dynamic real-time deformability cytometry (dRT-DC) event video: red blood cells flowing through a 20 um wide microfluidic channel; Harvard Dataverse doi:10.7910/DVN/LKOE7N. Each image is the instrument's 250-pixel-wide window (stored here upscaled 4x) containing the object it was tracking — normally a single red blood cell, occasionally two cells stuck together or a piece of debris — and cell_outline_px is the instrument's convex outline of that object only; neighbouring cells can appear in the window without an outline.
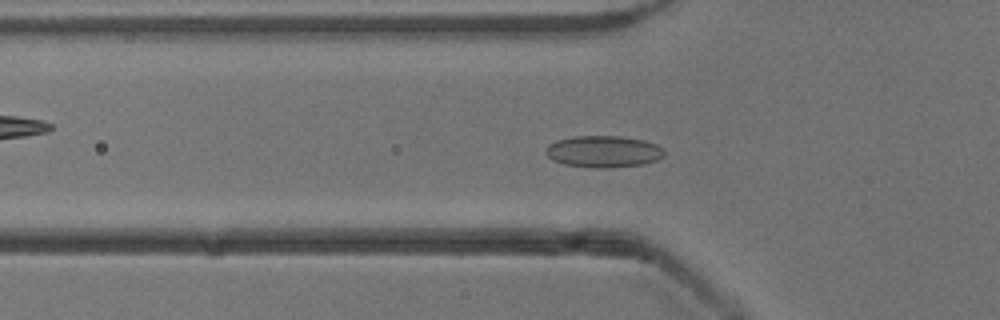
{"species": "common noctule bat (a hibernating species)", "species_latin": "Nyctalus noctula", "temperature_condition": "cold", "stored_images_in_passage": 52, "camera_frame_rate_fps": 3000, "um_per_image_px": 0.085, "animal": {"sex": "male", "body_mass_g": 13.3}, "frame": {"image": 1, "passage_image": 17, "time_ms": 5.333, "image_size_px": [1000, 320], "cell_outline_px": [[664, 156], [656, 160], [644, 164], [596, 168], [564, 164], [552, 160], [544, 152], [548, 144], [556, 140], [572, 136], [620, 136], [644, 140], [656, 144], [664, 148]], "centroid_in_image_um": [51.28, 12.87], "position_along_channel_um": 74.5, "area_um2": 21.91}}
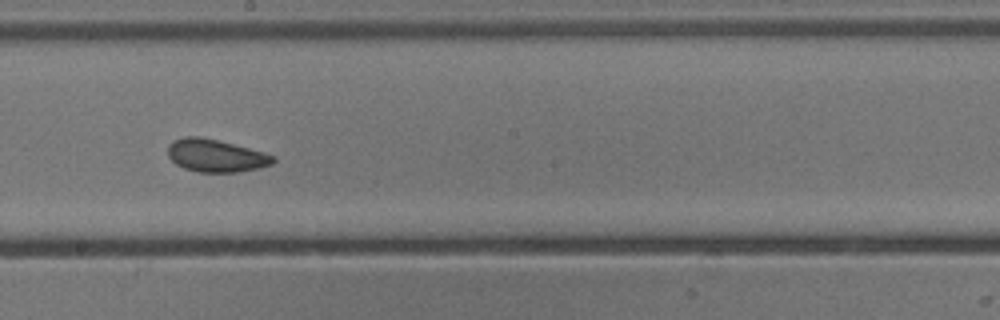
{"frame": {"image": 2, "passage_image": 29, "time_ms": 9.333, "image_size_px": [1000, 320], "cell_outline_px": [[276, 160], [272, 164], [260, 168], [240, 172], [196, 172], [184, 168], [176, 164], [168, 156], [168, 144], [172, 140], [184, 136], [200, 136], [264, 152], [276, 156]], "centroid_in_image_um": [18.34, 13.23], "position_along_channel_um": 229.9, "area_um2": 20.17}}
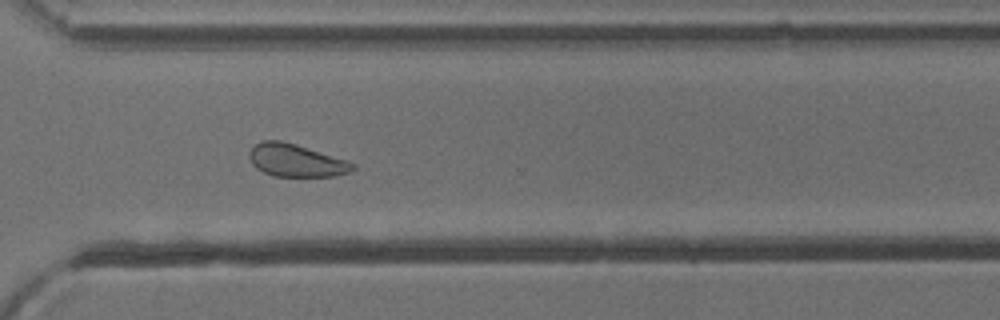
{"frame": {"image": 3, "passage_image": 38, "time_ms": 12.333, "image_size_px": [1000, 320], "cell_outline_px": [[356, 168], [348, 172], [332, 176], [272, 176], [256, 168], [252, 164], [248, 156], [248, 152], [256, 144], [264, 140], [280, 140], [296, 144], [348, 160], [356, 164]], "centroid_in_image_um": [25.16, 13.63], "position_along_channel_um": 345.4, "area_um2": 19.71}, "authors_computed_cell_mechanics": {"area_um2": 21.386, "velocity_mm_per_s": 3.8669, "shape_relaxation_time_tau1_ms": 6.6808, "shape_relaxation_time_tau2_ms": 1.5223, "deformation_change_tau1": 0.0737, "deformation_change_tau2": 0.0715}}